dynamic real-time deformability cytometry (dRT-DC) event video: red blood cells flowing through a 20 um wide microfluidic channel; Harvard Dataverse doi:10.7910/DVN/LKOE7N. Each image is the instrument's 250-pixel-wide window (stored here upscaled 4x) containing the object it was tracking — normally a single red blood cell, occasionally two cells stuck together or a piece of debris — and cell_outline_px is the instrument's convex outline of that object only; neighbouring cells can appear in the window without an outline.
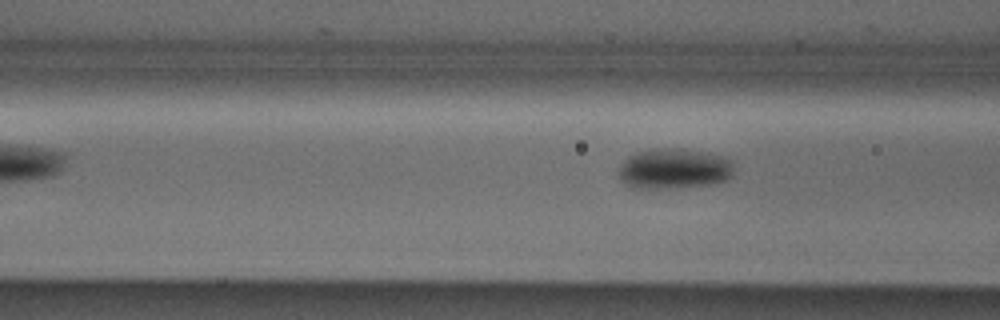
{"species": "Egyptian fruit bat (a non-hibernating species)", "species_latin": "Rousettus aegyptiacus", "temperature_condition": "cold", "stored_images_in_passage": 5, "camera_frame_rate_fps": 3000, "um_per_image_px": 0.085, "animal": {"sex": "male"}, "frame": {"image": 1, "passage_image": 5, "time_ms": 1.333, "image_size_px": [1000, 320], "cell_outline_px": [[732, 176], [716, 184], [664, 188], [632, 188], [624, 184], [620, 180], [620, 168], [624, 160], [628, 156], [640, 152], [664, 148], [676, 148], [700, 152], [720, 156], [732, 160]], "centroid_in_image_um": [57.28, 14.36], "position_along_channel_um": 109.3, "area_um2": 26.7}}